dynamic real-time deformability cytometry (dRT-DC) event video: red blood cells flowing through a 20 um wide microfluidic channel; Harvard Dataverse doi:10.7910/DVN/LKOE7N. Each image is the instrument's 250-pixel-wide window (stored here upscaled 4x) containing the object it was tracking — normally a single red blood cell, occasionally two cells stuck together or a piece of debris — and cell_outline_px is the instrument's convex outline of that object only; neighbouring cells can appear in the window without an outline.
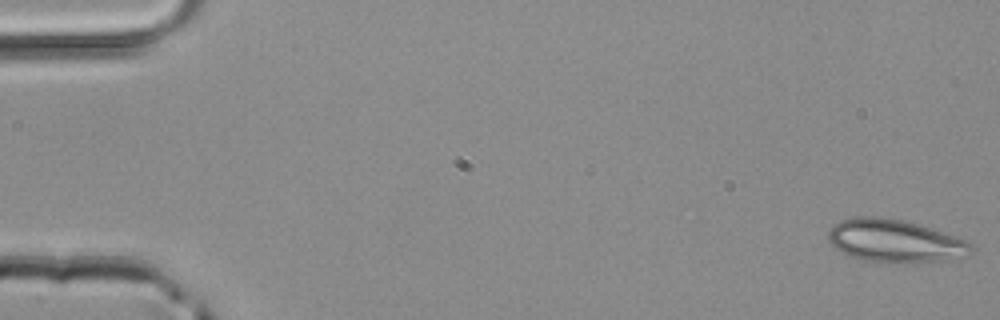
{"species": "common noctule bat (a hibernating species)", "species_latin": "Nyctalus noctula", "temperature_condition": "room temperature", "stored_images_in_passage": 3, "camera_frame_rate_fps": 3000, "um_per_image_px": 0.085, "animal": {"sex": "male", "body_mass_g": 20.4}, "frame": {"image": 1, "passage_image": 3, "time_ms": 0.667, "image_size_px": [1000, 320], "cell_outline_px": [[972, 252], [964, 256], [944, 260], [904, 264], [888, 264], [864, 260], [848, 256], [836, 248], [828, 240], [828, 232], [832, 224], [840, 220], [856, 216], [876, 216], [904, 220], [956, 236], [972, 244]], "centroid_in_image_um": [76.02, 20.49], "position_along_channel_um": 9.0, "area_um2": 36.07}}